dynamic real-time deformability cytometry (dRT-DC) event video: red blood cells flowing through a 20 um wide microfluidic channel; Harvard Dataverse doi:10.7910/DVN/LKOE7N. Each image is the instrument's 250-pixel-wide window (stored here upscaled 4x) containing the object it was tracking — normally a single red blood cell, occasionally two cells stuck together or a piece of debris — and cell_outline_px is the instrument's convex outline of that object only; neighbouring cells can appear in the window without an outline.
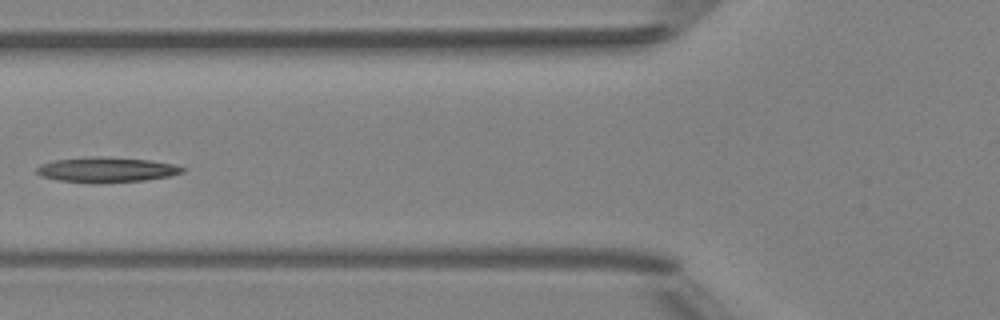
{"species": "Egyptian fruit bat (a non-hibernating species)", "species_latin": "Rousettus aegyptiacus", "temperature_condition": "room temperature", "stored_images_in_passage": 5, "camera_frame_rate_fps": 3000, "um_per_image_px": 0.085, "animal": {"sex": "female"}, "frame": {"image": 1, "passage_image": 5, "time_ms": 5.333, "image_size_px": [1000, 320], "cell_outline_px": [[184, 172], [168, 176], [144, 180], [56, 180], [40, 176], [36, 172], [36, 168], [40, 164], [52, 160], [100, 156], [148, 160], [176, 164], [184, 168]], "centroid_in_image_um": [9.04, 14.37], "position_along_channel_um": 116.8, "area_um2": 20.23}}